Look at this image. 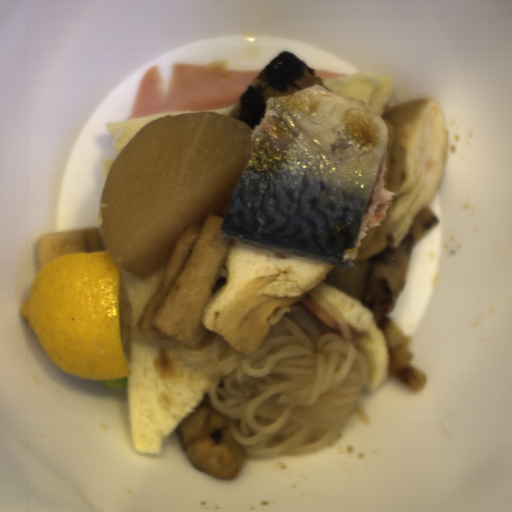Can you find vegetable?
I'll return each instance as SVG.
<instances>
[{"mask_svg":"<svg viewBox=\"0 0 512 512\" xmlns=\"http://www.w3.org/2000/svg\"><path fill=\"white\" fill-rule=\"evenodd\" d=\"M439 217L428 205L423 211L418 213L411 222L409 231H411L414 241L413 245L423 239L430 230L438 223Z\"/></svg>","mask_w":512,"mask_h":512,"instance_id":"obj_2","label":"vegetable"},{"mask_svg":"<svg viewBox=\"0 0 512 512\" xmlns=\"http://www.w3.org/2000/svg\"><path fill=\"white\" fill-rule=\"evenodd\" d=\"M375 320L385 340L390 360V375L415 392L423 390L427 378L411 363L413 358V353L409 349L411 337L404 334L402 329L391 321L388 314Z\"/></svg>","mask_w":512,"mask_h":512,"instance_id":"obj_1","label":"vegetable"}]
</instances>
